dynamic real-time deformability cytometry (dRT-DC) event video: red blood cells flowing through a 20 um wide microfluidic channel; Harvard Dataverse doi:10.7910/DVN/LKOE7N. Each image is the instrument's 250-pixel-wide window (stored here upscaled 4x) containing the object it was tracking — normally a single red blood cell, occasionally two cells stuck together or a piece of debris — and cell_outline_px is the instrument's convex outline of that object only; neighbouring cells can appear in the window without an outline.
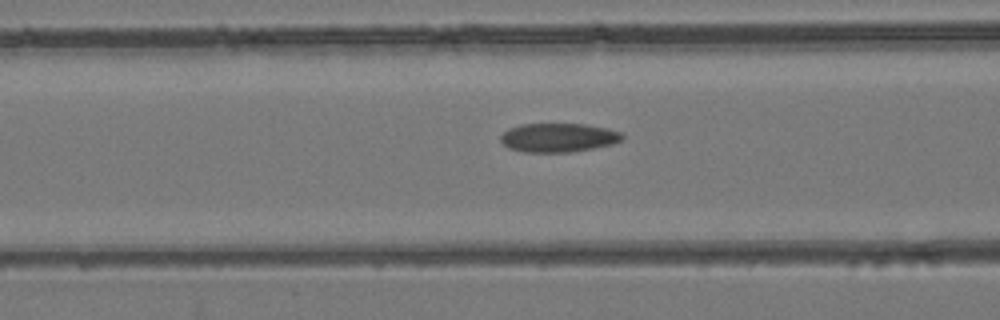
{"species": "common noctule bat (a hibernating species)", "species_latin": "Nyctalus noctula", "temperature_condition": "room temperature", "stored_images_in_passage": 40, "camera_frame_rate_fps": 3000, "um_per_image_px": 0.085, "animal": {"sex": "female", "body_mass_g": 24.6, "forearm_length_mm": 56.2}, "frame": {"image": 1, "passage_image": 10, "time_ms": 3.0, "image_size_px": [1000, 320], "cell_outline_px": [[624, 136], [620, 140], [612, 144], [572, 152], [524, 152], [508, 148], [500, 140], [500, 136], [508, 128], [520, 124], [584, 124], [608, 128], [620, 132]], "centroid_in_image_um": [47.43, 11.69], "position_along_channel_um": 119.2, "area_um2": 20.46}}
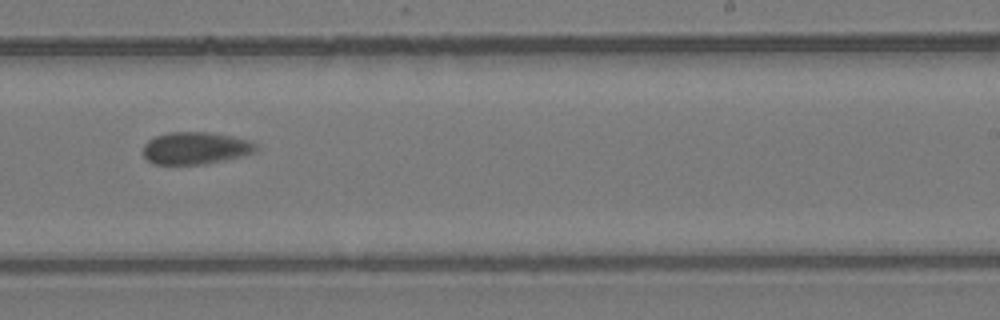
{"frame": {"image": 2, "passage_image": 21, "time_ms": 6.667, "image_size_px": [1000, 320], "cell_outline_px": [[260, 148], [256, 152], [224, 160], [204, 164], [152, 164], [144, 156], [144, 144], [148, 140], [156, 136], [168, 132], [208, 132], [232, 136], [248, 140], [256, 144]], "centroid_in_image_um": [16.63, 12.59], "position_along_channel_um": 272.4, "area_um2": 21.21}}
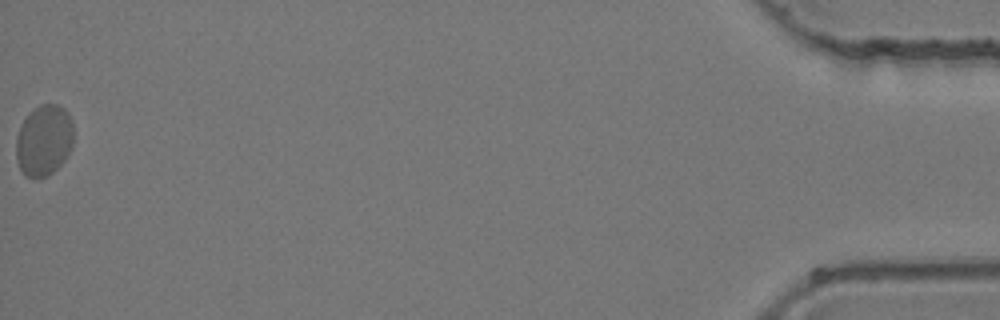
{"frame": {"image": 3, "passage_image": 40, "time_ms": 13.0, "image_size_px": [1000, 320], "cell_outline_px": [[72, 148], [68, 156], [48, 176], [36, 180], [24, 176], [20, 168], [16, 156], [16, 140], [20, 128], [28, 112], [32, 108], [40, 104], [56, 104], [64, 108], [68, 112], [72, 120]], "centroid_in_image_um": [3.73, 11.94], "position_along_channel_um": 431.5, "area_um2": 24.1}}